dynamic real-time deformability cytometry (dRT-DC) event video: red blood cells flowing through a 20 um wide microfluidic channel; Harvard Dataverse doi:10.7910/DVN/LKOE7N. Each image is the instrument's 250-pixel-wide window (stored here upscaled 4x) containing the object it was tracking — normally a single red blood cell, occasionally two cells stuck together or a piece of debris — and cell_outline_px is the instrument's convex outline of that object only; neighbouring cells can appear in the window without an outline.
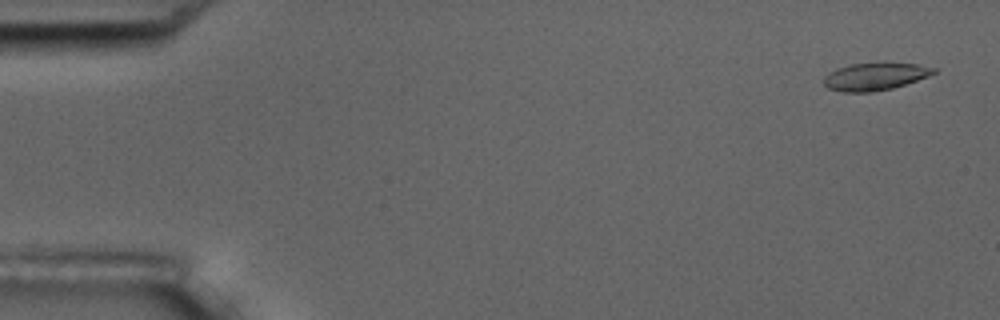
{"species": "common noctule bat (a hibernating species)", "species_latin": "Nyctalus noctula", "temperature_condition": "room temperature", "stored_images_in_passage": 5, "camera_frame_rate_fps": 3000, "um_per_image_px": 0.085, "animal": {"sex": "male", "body_mass_g": 17.5, "forearm_length_mm": 52.3}, "frame": {"image": 1, "passage_image": 1, "time_ms": 0.0, "image_size_px": [1000, 320], "cell_outline_px": [[936, 72], [928, 76], [892, 88], [872, 92], [840, 92], [828, 88], [824, 84], [824, 76], [836, 68], [852, 64], [880, 60], [920, 64], [936, 68]], "centroid_in_image_um": [74.38, 6.46], "position_along_channel_um": 10.6, "area_um2": 18.21}}
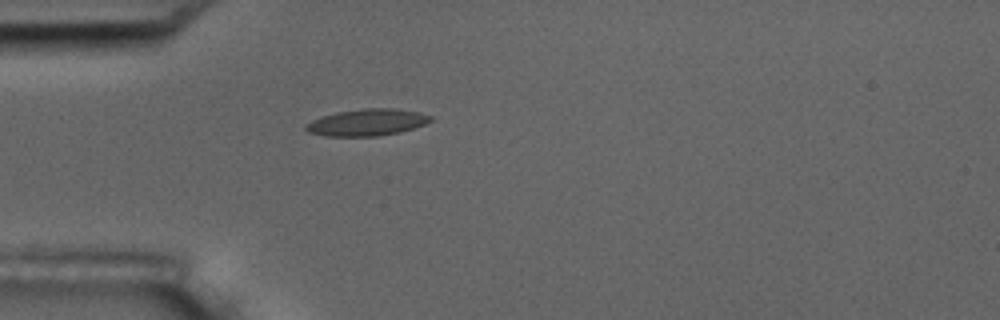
{"frame": {"image": 2, "passage_image": 5, "time_ms": 4.667, "image_size_px": [1000, 320], "cell_outline_px": [[432, 120], [424, 124], [400, 132], [376, 136], [324, 136], [308, 132], [304, 128], [304, 124], [320, 116], [336, 112], [364, 108], [396, 108], [420, 112], [432, 116]], "centroid_in_image_um": [31.16, 10.39], "position_along_channel_um": 53.8, "area_um2": 19.59}}